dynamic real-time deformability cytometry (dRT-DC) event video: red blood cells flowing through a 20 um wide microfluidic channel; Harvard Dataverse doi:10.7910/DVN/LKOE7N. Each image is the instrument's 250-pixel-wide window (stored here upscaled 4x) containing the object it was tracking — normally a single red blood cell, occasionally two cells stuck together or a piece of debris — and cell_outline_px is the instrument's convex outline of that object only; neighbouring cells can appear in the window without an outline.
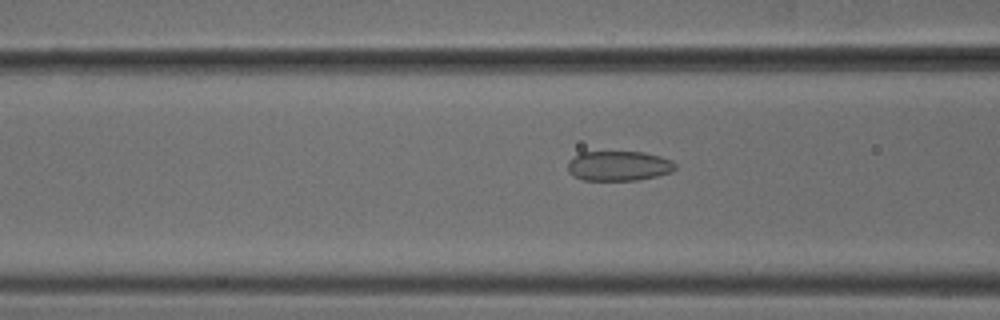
{"species": "common noctule bat (a hibernating species)", "species_latin": "Nyctalus noctula", "temperature_condition": "cold", "stored_images_in_passage": 51, "camera_frame_rate_fps": 3000, "um_per_image_px": 0.085, "animal": {"sex": "male", "body_mass_g": 18.8}, "frame": {"image": 1, "passage_image": 20, "time_ms": 6.333, "image_size_px": [1000, 320], "cell_outline_px": [[676, 168], [672, 172], [656, 176], [636, 180], [584, 180], [568, 172], [568, 160], [580, 152], [644, 152], [660, 156], [672, 160], [676, 164]], "centroid_in_image_um": [52.6, 14.09], "position_along_channel_um": 114.0, "area_um2": 18.73}}
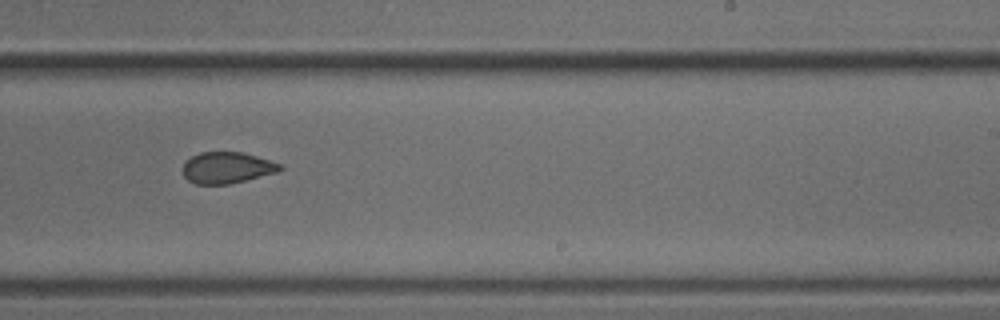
{"frame": {"image": 2, "passage_image": 32, "time_ms": 10.333, "image_size_px": [1000, 320], "cell_outline_px": [[284, 168], [276, 172], [228, 184], [196, 184], [188, 180], [184, 176], [184, 164], [192, 156], [200, 152], [240, 152], [256, 156], [280, 164]], "centroid_in_image_um": [19.28, 14.25], "position_along_channel_um": 269.7, "area_um2": 17.34}}
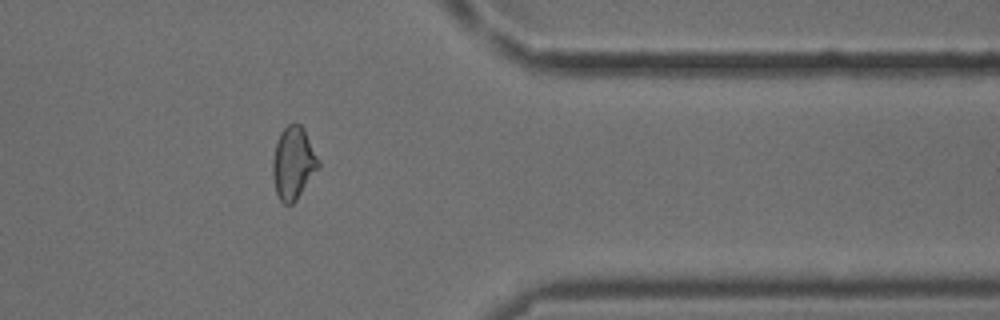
{"frame": {"image": 3, "passage_image": 42, "time_ms": 13.667, "image_size_px": [1000, 320], "cell_outline_px": [[320, 164], [296, 200], [292, 204], [284, 204], [280, 200], [276, 192], [272, 176], [272, 160], [276, 144], [280, 132], [288, 124], [300, 124], [304, 128], [320, 160]], "centroid_in_image_um": [24.92, 13.84], "position_along_channel_um": 386.5, "area_um2": 19.19}, "authors_computed_cell_mechanics": {"area_um2": 19.1318, "velocity_mm_per_s": 3.886, "shape_relaxation_time_tau1_ms": null, "shape_relaxation_time_tau2_ms": 2.0839, "deformation_change_tau1": null, "deformation_change_tau2": 0.0842}}